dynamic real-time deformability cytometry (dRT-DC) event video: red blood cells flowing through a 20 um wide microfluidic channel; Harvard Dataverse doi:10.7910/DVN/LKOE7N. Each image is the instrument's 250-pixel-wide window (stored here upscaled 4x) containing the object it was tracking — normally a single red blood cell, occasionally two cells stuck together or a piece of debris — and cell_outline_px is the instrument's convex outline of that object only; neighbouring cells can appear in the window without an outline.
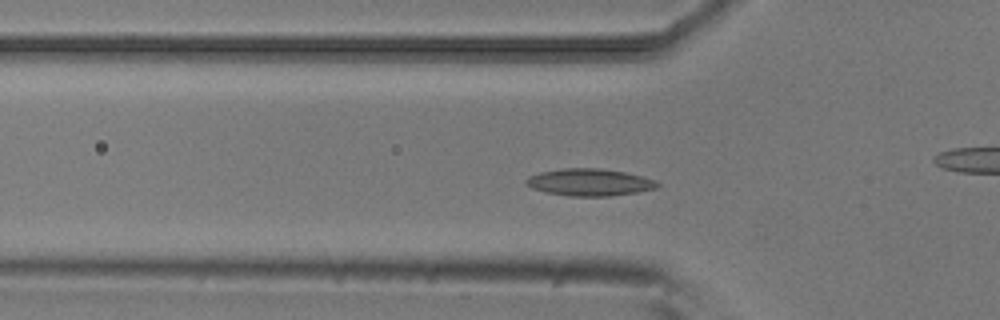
{"species": "common noctule bat (a hibernating species)", "species_latin": "Nyctalus noctula", "temperature_condition": "room temperature", "stored_images_in_passage": 43, "camera_frame_rate_fps": 3000, "um_per_image_px": 0.085, "animal": {"sex": "male", "body_mass_g": 20.5, "forearm_length_mm": 52.5}, "frame": {"image": 1, "passage_image": 14, "time_ms": 4.333, "image_size_px": [1000, 320], "cell_outline_px": [[660, 184], [656, 188], [636, 192], [612, 196], [568, 196], [548, 192], [532, 188], [524, 184], [524, 180], [528, 176], [540, 172], [564, 168], [600, 168], [624, 172], [656, 180]], "centroid_in_image_um": [50.08, 15.49], "position_along_channel_um": 75.7, "area_um2": 20.69}}
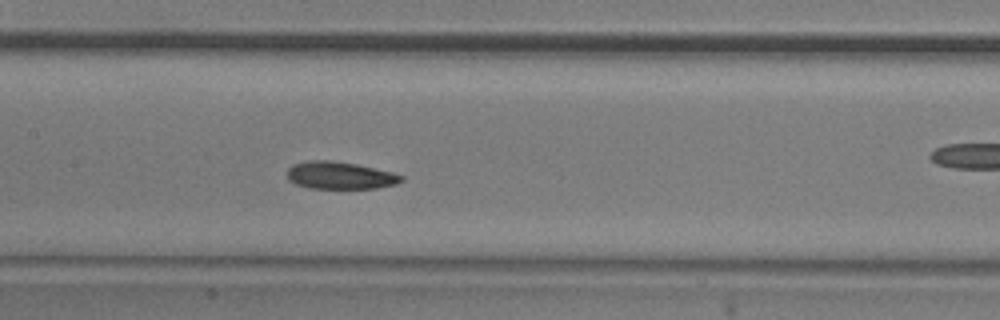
{"frame": {"image": 2, "passage_image": 22, "time_ms": 7.0, "image_size_px": [1000, 320], "cell_outline_px": [[404, 180], [396, 184], [376, 188], [308, 188], [296, 184], [288, 180], [288, 168], [292, 164], [308, 160], [332, 160], [356, 164], [392, 172], [404, 176]], "centroid_in_image_um": [28.89, 14.9], "position_along_channel_um": 178.5, "area_um2": 18.26}}
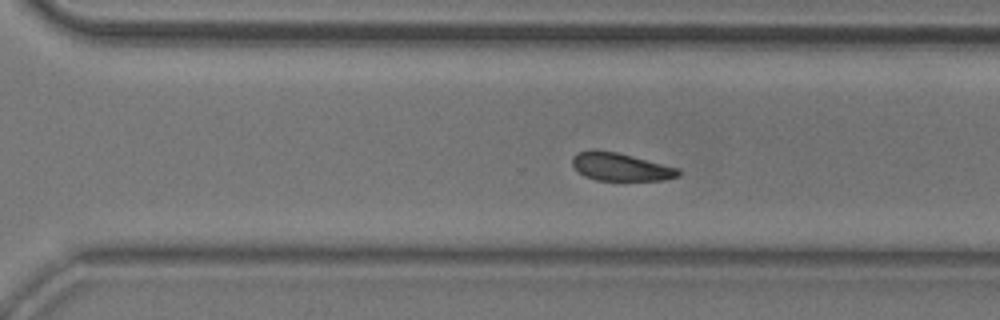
{"frame": {"image": 3, "passage_image": 33, "time_ms": 10.667, "image_size_px": [1000, 320], "cell_outline_px": [[680, 176], [664, 180], [596, 180], [584, 176], [572, 164], [572, 156], [576, 152], [592, 148], [596, 148], [616, 152], [680, 168]], "centroid_in_image_um": [52.73, 14.16], "position_along_channel_um": 317.9, "area_um2": 17.46}, "authors_computed_cell_mechanics": {"area_um2": 18.3804, "velocity_mm_per_s": 3.8277, "shape_relaxation_time_tau1_ms": 4.777, "shape_relaxation_time_tau2_ms": 9.2199, "deformation_change_tau1": 0.1066, "deformation_change_tau2": 0.1676}}